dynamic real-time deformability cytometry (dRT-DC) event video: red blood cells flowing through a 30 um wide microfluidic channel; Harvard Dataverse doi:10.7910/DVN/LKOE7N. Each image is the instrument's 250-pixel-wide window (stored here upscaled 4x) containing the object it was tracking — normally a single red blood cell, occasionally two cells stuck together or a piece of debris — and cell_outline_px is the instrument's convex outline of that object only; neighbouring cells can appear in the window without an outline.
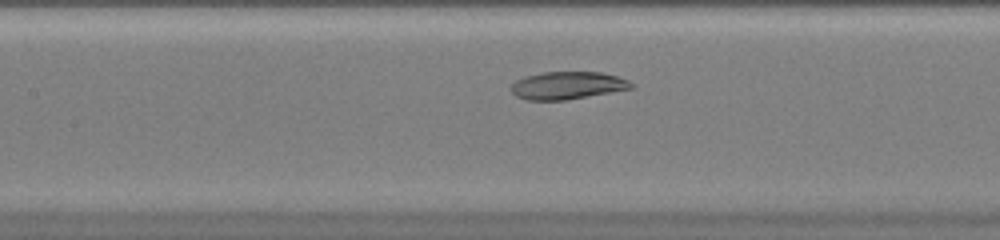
{"species": "common noctule bat (a hibernating species)", "species_latin": "Nyctalus noctula", "temperature_condition": "warm", "stored_images_in_passage": 33, "camera_frame_rate_fps": 3000, "um_per_image_px": 0.085, "animal": {"sex": "female", "body_mass_g": 20.0, "forearm_length_mm": 54.0}, "frame": {"image": 1, "passage_image": 12, "time_ms": 3.667, "image_size_px": [1000, 240], "cell_outline_px": [[636, 88], [564, 100], [528, 100], [516, 96], [512, 92], [512, 84], [516, 80], [524, 76], [544, 72], [600, 72], [616, 76], [628, 80]], "centroid_in_image_um": [48.24, 7.26], "position_along_channel_um": 159.2, "area_um2": 19.25}}
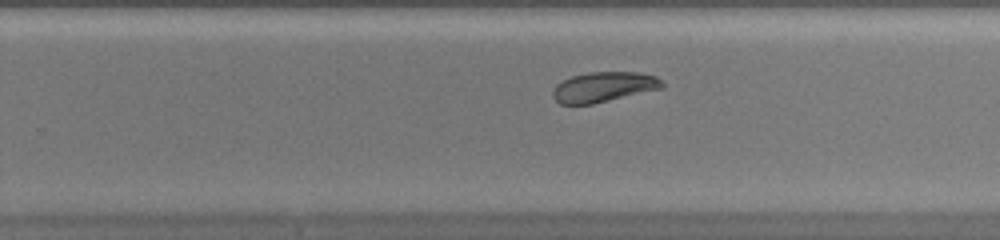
{"frame": {"image": 2, "passage_image": 21, "time_ms": 6.667, "image_size_px": [1000, 240], "cell_outline_px": [[664, 88], [592, 104], [560, 104], [552, 96], [552, 92], [556, 84], [572, 76], [588, 72], [636, 72], [656, 76], [664, 84]], "centroid_in_image_um": [51.31, 7.39], "position_along_channel_um": 278.5, "area_um2": 19.13}}
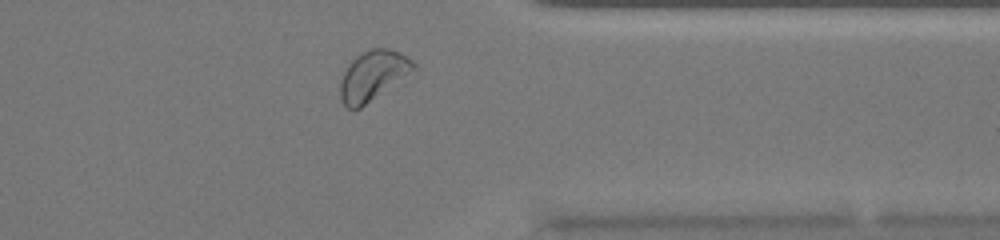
{"frame": {"image": 3, "passage_image": 29, "time_ms": 9.333, "image_size_px": [1000, 240], "cell_outline_px": [[416, 68], [360, 108], [352, 112], [340, 100], [340, 80], [348, 64], [356, 56], [372, 48], [388, 48], [400, 52], [408, 56], [416, 64]], "centroid_in_image_um": [31.67, 6.42], "position_along_channel_um": 379.7, "area_um2": 21.04}}